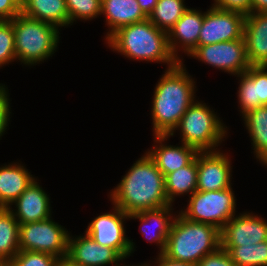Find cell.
<instances>
[{"label":"cell","mask_w":267,"mask_h":266,"mask_svg":"<svg viewBox=\"0 0 267 266\" xmlns=\"http://www.w3.org/2000/svg\"><path fill=\"white\" fill-rule=\"evenodd\" d=\"M69 233L52 216L42 221L19 224V249L49 253L61 259L68 254Z\"/></svg>","instance_id":"obj_8"},{"label":"cell","mask_w":267,"mask_h":266,"mask_svg":"<svg viewBox=\"0 0 267 266\" xmlns=\"http://www.w3.org/2000/svg\"><path fill=\"white\" fill-rule=\"evenodd\" d=\"M58 261L59 258L49 253L19 251L7 264L9 266H58Z\"/></svg>","instance_id":"obj_31"},{"label":"cell","mask_w":267,"mask_h":266,"mask_svg":"<svg viewBox=\"0 0 267 266\" xmlns=\"http://www.w3.org/2000/svg\"><path fill=\"white\" fill-rule=\"evenodd\" d=\"M230 155L223 150L197 153V190L218 191L233 184Z\"/></svg>","instance_id":"obj_12"},{"label":"cell","mask_w":267,"mask_h":266,"mask_svg":"<svg viewBox=\"0 0 267 266\" xmlns=\"http://www.w3.org/2000/svg\"><path fill=\"white\" fill-rule=\"evenodd\" d=\"M37 181L35 178L9 207L19 224L42 221L52 216L51 199Z\"/></svg>","instance_id":"obj_15"},{"label":"cell","mask_w":267,"mask_h":266,"mask_svg":"<svg viewBox=\"0 0 267 266\" xmlns=\"http://www.w3.org/2000/svg\"><path fill=\"white\" fill-rule=\"evenodd\" d=\"M5 86V84L3 85L2 83H0V89L2 88V87H4Z\"/></svg>","instance_id":"obj_42"},{"label":"cell","mask_w":267,"mask_h":266,"mask_svg":"<svg viewBox=\"0 0 267 266\" xmlns=\"http://www.w3.org/2000/svg\"><path fill=\"white\" fill-rule=\"evenodd\" d=\"M16 62L35 66L48 60L60 42L57 26L20 13L13 19Z\"/></svg>","instance_id":"obj_5"},{"label":"cell","mask_w":267,"mask_h":266,"mask_svg":"<svg viewBox=\"0 0 267 266\" xmlns=\"http://www.w3.org/2000/svg\"><path fill=\"white\" fill-rule=\"evenodd\" d=\"M189 56L232 76L244 73L251 66L244 39L198 46Z\"/></svg>","instance_id":"obj_10"},{"label":"cell","mask_w":267,"mask_h":266,"mask_svg":"<svg viewBox=\"0 0 267 266\" xmlns=\"http://www.w3.org/2000/svg\"><path fill=\"white\" fill-rule=\"evenodd\" d=\"M252 12H267V0H251Z\"/></svg>","instance_id":"obj_38"},{"label":"cell","mask_w":267,"mask_h":266,"mask_svg":"<svg viewBox=\"0 0 267 266\" xmlns=\"http://www.w3.org/2000/svg\"><path fill=\"white\" fill-rule=\"evenodd\" d=\"M0 266H9L8 264H2V263H0Z\"/></svg>","instance_id":"obj_41"},{"label":"cell","mask_w":267,"mask_h":266,"mask_svg":"<svg viewBox=\"0 0 267 266\" xmlns=\"http://www.w3.org/2000/svg\"><path fill=\"white\" fill-rule=\"evenodd\" d=\"M105 41L111 50L133 61L164 63L167 69L180 62L169 48L168 34L148 18L117 29Z\"/></svg>","instance_id":"obj_3"},{"label":"cell","mask_w":267,"mask_h":266,"mask_svg":"<svg viewBox=\"0 0 267 266\" xmlns=\"http://www.w3.org/2000/svg\"><path fill=\"white\" fill-rule=\"evenodd\" d=\"M221 246L257 244L267 240V220L244 211L232 217L220 230Z\"/></svg>","instance_id":"obj_13"},{"label":"cell","mask_w":267,"mask_h":266,"mask_svg":"<svg viewBox=\"0 0 267 266\" xmlns=\"http://www.w3.org/2000/svg\"><path fill=\"white\" fill-rule=\"evenodd\" d=\"M143 13L148 17L158 0H137Z\"/></svg>","instance_id":"obj_37"},{"label":"cell","mask_w":267,"mask_h":266,"mask_svg":"<svg viewBox=\"0 0 267 266\" xmlns=\"http://www.w3.org/2000/svg\"><path fill=\"white\" fill-rule=\"evenodd\" d=\"M173 204L158 209L144 210L129 214L130 219H138L140 232L149 243H155L159 248L158 254H163L172 222L176 216ZM153 225V229L151 228Z\"/></svg>","instance_id":"obj_18"},{"label":"cell","mask_w":267,"mask_h":266,"mask_svg":"<svg viewBox=\"0 0 267 266\" xmlns=\"http://www.w3.org/2000/svg\"><path fill=\"white\" fill-rule=\"evenodd\" d=\"M69 13L70 26L76 20L89 21L101 16L102 0H65Z\"/></svg>","instance_id":"obj_29"},{"label":"cell","mask_w":267,"mask_h":266,"mask_svg":"<svg viewBox=\"0 0 267 266\" xmlns=\"http://www.w3.org/2000/svg\"><path fill=\"white\" fill-rule=\"evenodd\" d=\"M244 19L243 14L210 6L203 12L198 46L244 39Z\"/></svg>","instance_id":"obj_11"},{"label":"cell","mask_w":267,"mask_h":266,"mask_svg":"<svg viewBox=\"0 0 267 266\" xmlns=\"http://www.w3.org/2000/svg\"><path fill=\"white\" fill-rule=\"evenodd\" d=\"M13 20H0V68L16 61Z\"/></svg>","instance_id":"obj_30"},{"label":"cell","mask_w":267,"mask_h":266,"mask_svg":"<svg viewBox=\"0 0 267 266\" xmlns=\"http://www.w3.org/2000/svg\"><path fill=\"white\" fill-rule=\"evenodd\" d=\"M176 130L180 131V142L194 147L198 152L220 150L218 146L228 136V128L217 112L197 99L189 106L169 136L176 135Z\"/></svg>","instance_id":"obj_6"},{"label":"cell","mask_w":267,"mask_h":266,"mask_svg":"<svg viewBox=\"0 0 267 266\" xmlns=\"http://www.w3.org/2000/svg\"><path fill=\"white\" fill-rule=\"evenodd\" d=\"M177 214L163 255L173 261L196 265L221 246L220 230L207 223L186 219L179 211Z\"/></svg>","instance_id":"obj_4"},{"label":"cell","mask_w":267,"mask_h":266,"mask_svg":"<svg viewBox=\"0 0 267 266\" xmlns=\"http://www.w3.org/2000/svg\"><path fill=\"white\" fill-rule=\"evenodd\" d=\"M241 118L244 121L254 157L267 167V105L248 111Z\"/></svg>","instance_id":"obj_24"},{"label":"cell","mask_w":267,"mask_h":266,"mask_svg":"<svg viewBox=\"0 0 267 266\" xmlns=\"http://www.w3.org/2000/svg\"><path fill=\"white\" fill-rule=\"evenodd\" d=\"M19 251V222L9 208H0V263L7 264Z\"/></svg>","instance_id":"obj_26"},{"label":"cell","mask_w":267,"mask_h":266,"mask_svg":"<svg viewBox=\"0 0 267 266\" xmlns=\"http://www.w3.org/2000/svg\"><path fill=\"white\" fill-rule=\"evenodd\" d=\"M156 257L157 258H154L155 261H152L154 264V265L152 264V266H196V265H192V264H188L184 262H177V261L170 260L167 257H165L163 254H158Z\"/></svg>","instance_id":"obj_36"},{"label":"cell","mask_w":267,"mask_h":266,"mask_svg":"<svg viewBox=\"0 0 267 266\" xmlns=\"http://www.w3.org/2000/svg\"><path fill=\"white\" fill-rule=\"evenodd\" d=\"M185 0H158L148 19L160 30L168 32L188 7Z\"/></svg>","instance_id":"obj_27"},{"label":"cell","mask_w":267,"mask_h":266,"mask_svg":"<svg viewBox=\"0 0 267 266\" xmlns=\"http://www.w3.org/2000/svg\"><path fill=\"white\" fill-rule=\"evenodd\" d=\"M8 87L4 86L0 89V139L6 132V129L10 122L11 114V103L9 98Z\"/></svg>","instance_id":"obj_34"},{"label":"cell","mask_w":267,"mask_h":266,"mask_svg":"<svg viewBox=\"0 0 267 266\" xmlns=\"http://www.w3.org/2000/svg\"><path fill=\"white\" fill-rule=\"evenodd\" d=\"M101 15L105 16V24L109 29L105 40L117 29L148 18L137 0H102Z\"/></svg>","instance_id":"obj_22"},{"label":"cell","mask_w":267,"mask_h":266,"mask_svg":"<svg viewBox=\"0 0 267 266\" xmlns=\"http://www.w3.org/2000/svg\"><path fill=\"white\" fill-rule=\"evenodd\" d=\"M211 5L215 8L237 12L244 16L252 13L251 0H214Z\"/></svg>","instance_id":"obj_33"},{"label":"cell","mask_w":267,"mask_h":266,"mask_svg":"<svg viewBox=\"0 0 267 266\" xmlns=\"http://www.w3.org/2000/svg\"><path fill=\"white\" fill-rule=\"evenodd\" d=\"M153 139V148L151 147L146 152L164 176L188 165L198 153L194 147L184 143L179 144V146L168 145L169 135H154Z\"/></svg>","instance_id":"obj_19"},{"label":"cell","mask_w":267,"mask_h":266,"mask_svg":"<svg viewBox=\"0 0 267 266\" xmlns=\"http://www.w3.org/2000/svg\"><path fill=\"white\" fill-rule=\"evenodd\" d=\"M24 164L14 162L0 166V208H9L35 179Z\"/></svg>","instance_id":"obj_21"},{"label":"cell","mask_w":267,"mask_h":266,"mask_svg":"<svg viewBox=\"0 0 267 266\" xmlns=\"http://www.w3.org/2000/svg\"><path fill=\"white\" fill-rule=\"evenodd\" d=\"M237 266H267V240L241 246H221Z\"/></svg>","instance_id":"obj_28"},{"label":"cell","mask_w":267,"mask_h":266,"mask_svg":"<svg viewBox=\"0 0 267 266\" xmlns=\"http://www.w3.org/2000/svg\"><path fill=\"white\" fill-rule=\"evenodd\" d=\"M184 61L166 69L154 88L151 118L154 135H170L196 100V81Z\"/></svg>","instance_id":"obj_2"},{"label":"cell","mask_w":267,"mask_h":266,"mask_svg":"<svg viewBox=\"0 0 267 266\" xmlns=\"http://www.w3.org/2000/svg\"><path fill=\"white\" fill-rule=\"evenodd\" d=\"M58 266H84V265L75 263L68 256H64L63 258L59 259Z\"/></svg>","instance_id":"obj_39"},{"label":"cell","mask_w":267,"mask_h":266,"mask_svg":"<svg viewBox=\"0 0 267 266\" xmlns=\"http://www.w3.org/2000/svg\"><path fill=\"white\" fill-rule=\"evenodd\" d=\"M203 23V12L195 8H188L182 17L168 32V43L172 54L182 62L184 58L179 52L190 54L198 47L199 33Z\"/></svg>","instance_id":"obj_17"},{"label":"cell","mask_w":267,"mask_h":266,"mask_svg":"<svg viewBox=\"0 0 267 266\" xmlns=\"http://www.w3.org/2000/svg\"><path fill=\"white\" fill-rule=\"evenodd\" d=\"M165 190L171 204L174 203L175 197L187 194L190 197L197 191V154L188 165L165 176Z\"/></svg>","instance_id":"obj_25"},{"label":"cell","mask_w":267,"mask_h":266,"mask_svg":"<svg viewBox=\"0 0 267 266\" xmlns=\"http://www.w3.org/2000/svg\"><path fill=\"white\" fill-rule=\"evenodd\" d=\"M123 263L120 264V266H152V264L151 263H148V262L147 263L146 262L145 263L143 262V263H141V265H140V263H138L137 265H135V264L134 265H129V264L127 265L125 263V259H124V262Z\"/></svg>","instance_id":"obj_40"},{"label":"cell","mask_w":267,"mask_h":266,"mask_svg":"<svg viewBox=\"0 0 267 266\" xmlns=\"http://www.w3.org/2000/svg\"><path fill=\"white\" fill-rule=\"evenodd\" d=\"M21 13V0H0V20H13Z\"/></svg>","instance_id":"obj_35"},{"label":"cell","mask_w":267,"mask_h":266,"mask_svg":"<svg viewBox=\"0 0 267 266\" xmlns=\"http://www.w3.org/2000/svg\"><path fill=\"white\" fill-rule=\"evenodd\" d=\"M196 266H237L228 251L223 247H219L212 253L205 255Z\"/></svg>","instance_id":"obj_32"},{"label":"cell","mask_w":267,"mask_h":266,"mask_svg":"<svg viewBox=\"0 0 267 266\" xmlns=\"http://www.w3.org/2000/svg\"><path fill=\"white\" fill-rule=\"evenodd\" d=\"M232 186L218 191H195L186 209L179 211L186 219L207 223L219 230L236 215V202Z\"/></svg>","instance_id":"obj_7"},{"label":"cell","mask_w":267,"mask_h":266,"mask_svg":"<svg viewBox=\"0 0 267 266\" xmlns=\"http://www.w3.org/2000/svg\"><path fill=\"white\" fill-rule=\"evenodd\" d=\"M83 234L69 233L67 256L71 260L84 266H120L124 259L114 249L98 244L86 232Z\"/></svg>","instance_id":"obj_14"},{"label":"cell","mask_w":267,"mask_h":266,"mask_svg":"<svg viewBox=\"0 0 267 266\" xmlns=\"http://www.w3.org/2000/svg\"><path fill=\"white\" fill-rule=\"evenodd\" d=\"M243 38L251 66H267V12L245 16Z\"/></svg>","instance_id":"obj_20"},{"label":"cell","mask_w":267,"mask_h":266,"mask_svg":"<svg viewBox=\"0 0 267 266\" xmlns=\"http://www.w3.org/2000/svg\"><path fill=\"white\" fill-rule=\"evenodd\" d=\"M238 109L240 116L267 105V66H250L238 76Z\"/></svg>","instance_id":"obj_16"},{"label":"cell","mask_w":267,"mask_h":266,"mask_svg":"<svg viewBox=\"0 0 267 266\" xmlns=\"http://www.w3.org/2000/svg\"><path fill=\"white\" fill-rule=\"evenodd\" d=\"M21 13L58 28L70 27L65 0H21Z\"/></svg>","instance_id":"obj_23"},{"label":"cell","mask_w":267,"mask_h":266,"mask_svg":"<svg viewBox=\"0 0 267 266\" xmlns=\"http://www.w3.org/2000/svg\"><path fill=\"white\" fill-rule=\"evenodd\" d=\"M112 211L96 216L85 232L100 245L114 249L123 259L135 252V242L126 236L124 227L129 215L112 204Z\"/></svg>","instance_id":"obj_9"},{"label":"cell","mask_w":267,"mask_h":266,"mask_svg":"<svg viewBox=\"0 0 267 266\" xmlns=\"http://www.w3.org/2000/svg\"><path fill=\"white\" fill-rule=\"evenodd\" d=\"M108 196L128 215L171 205L166 197L165 176L147 152L133 163Z\"/></svg>","instance_id":"obj_1"}]
</instances>
